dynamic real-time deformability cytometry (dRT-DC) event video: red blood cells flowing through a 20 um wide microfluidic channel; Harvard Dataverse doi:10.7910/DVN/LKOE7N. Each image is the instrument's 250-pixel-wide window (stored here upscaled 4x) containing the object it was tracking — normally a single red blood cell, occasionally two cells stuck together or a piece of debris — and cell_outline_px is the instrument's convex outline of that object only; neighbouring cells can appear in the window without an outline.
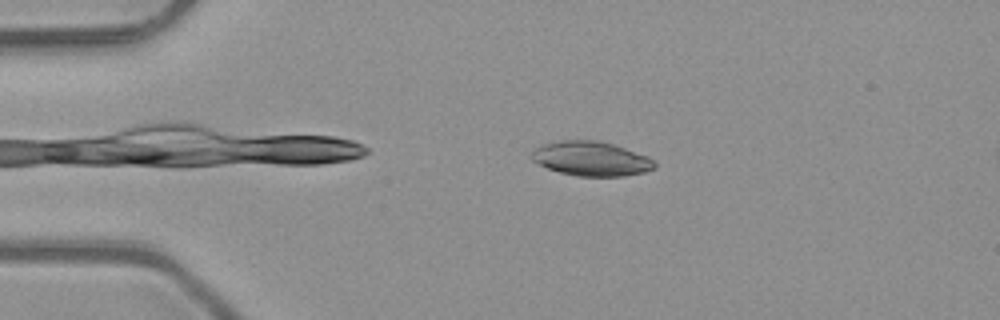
{"species": "common noctule bat (a hibernating species)", "species_latin": "Nyctalus noctula", "temperature_condition": "room temperature", "stored_images_in_passage": 46, "camera_frame_rate_fps": 3000, "um_per_image_px": 0.085, "animal": {"sex": "male", "body_mass_g": 23.1, "forearm_length_mm": 52.7}, "frame": {"image": 1, "passage_image": 7, "time_ms": 2.0, "image_size_px": [1000, 320], "cell_outline_px": [[656, 168], [644, 172], [624, 176], [576, 176], [560, 172], [548, 168], [532, 160], [528, 156], [536, 148], [544, 144], [560, 140], [600, 140], [648, 156], [656, 160]], "centroid_in_image_um": [50.27, 13.49], "position_along_channel_um": 34.7, "area_um2": 24.74}}
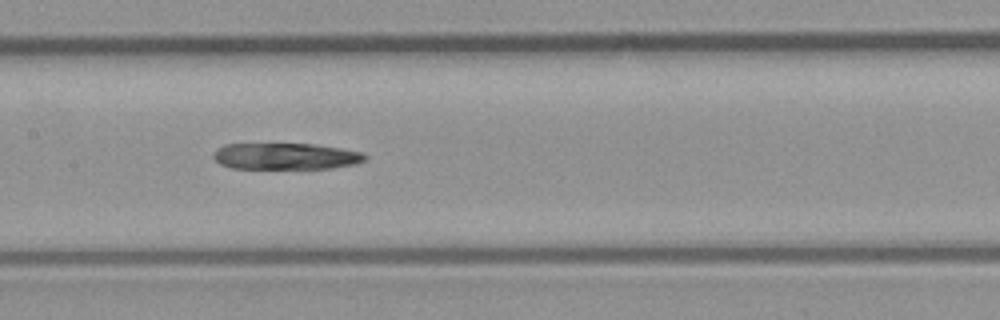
{"frame": {"image": 2, "passage_image": 21, "time_ms": 6.667, "image_size_px": [1000, 320], "cell_outline_px": [[368, 156], [364, 160], [356, 164], [332, 168], [232, 168], [220, 164], [212, 156], [216, 148], [224, 144], [316, 144], [364, 152]], "centroid_in_image_um": [24.3, 13.27], "position_along_channel_um": 183.1, "area_um2": 23.41}}
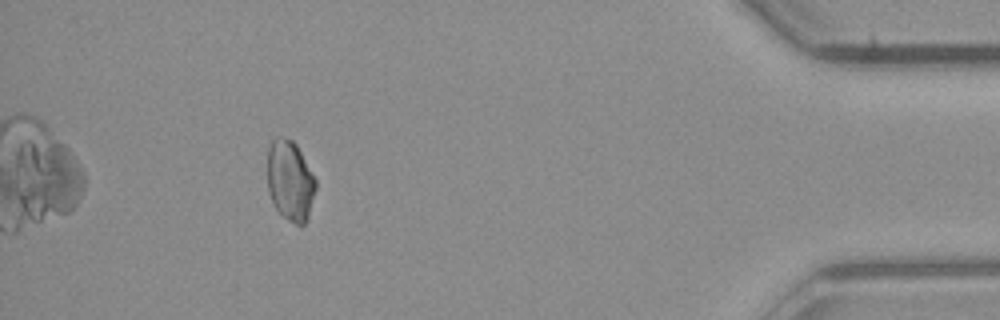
{"frame": {"image": 3, "passage_image": 42, "time_ms": 13.667, "image_size_px": [1000, 320], "cell_outline_px": [[316, 188], [308, 216], [304, 224], [300, 228], [288, 220], [276, 208], [268, 192], [268, 148], [272, 140], [276, 136], [292, 140], [296, 144], [316, 180]], "centroid_in_image_um": [24.66, 15.37], "position_along_channel_um": 410.5, "area_um2": 22.48}}